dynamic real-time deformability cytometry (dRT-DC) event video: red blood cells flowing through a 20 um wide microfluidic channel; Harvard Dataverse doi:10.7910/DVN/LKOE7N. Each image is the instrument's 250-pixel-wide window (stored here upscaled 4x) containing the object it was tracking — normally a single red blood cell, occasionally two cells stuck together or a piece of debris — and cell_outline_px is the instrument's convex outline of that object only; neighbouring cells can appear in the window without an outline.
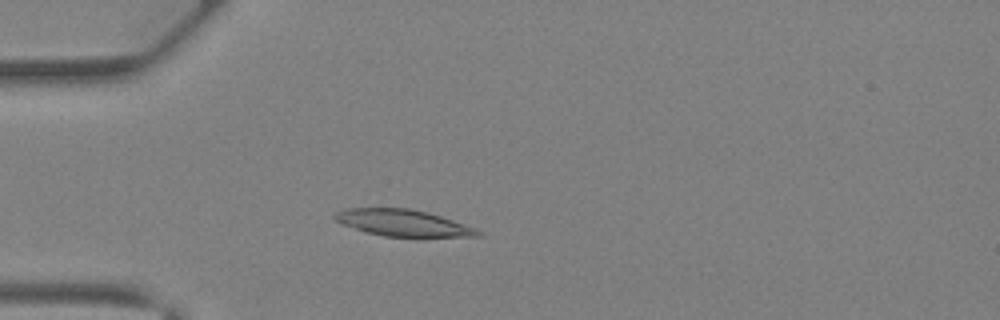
{"species": "Egyptian fruit bat (a non-hibernating species)", "species_latin": "Rousettus aegyptiacus", "temperature_condition": "warm", "stored_images_in_passage": 38, "camera_frame_rate_fps": 3000, "um_per_image_px": 0.085, "animal": {"sex": "female"}, "frame": {"image": 1, "passage_image": 10, "time_ms": 3.0, "image_size_px": [1000, 320], "cell_outline_px": [[484, 236], [384, 236], [364, 232], [340, 224], [332, 216], [336, 212], [344, 208], [408, 208], [428, 212], [452, 220], [472, 228], [480, 232]], "centroid_in_image_um": [34.13, 18.93], "position_along_channel_um": 50.9, "area_um2": 21.85}}
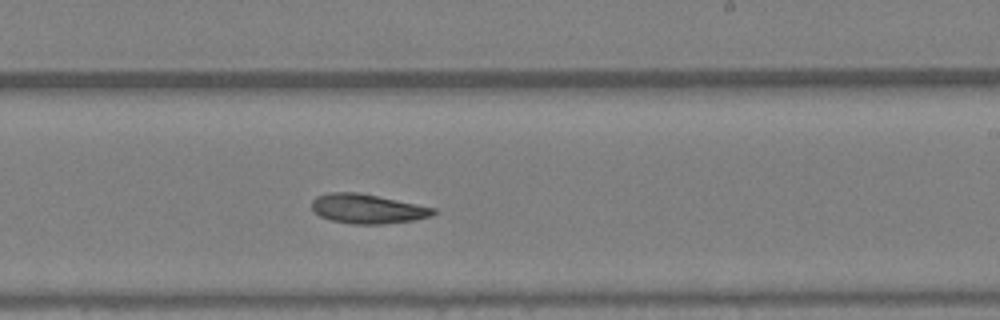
{"frame": {"image": 2, "passage_image": 23, "time_ms": 7.333, "image_size_px": [1000, 320], "cell_outline_px": [[436, 212], [432, 216], [416, 220], [380, 224], [352, 224], [332, 220], [320, 216], [312, 208], [312, 200], [316, 196], [328, 192], [356, 192], [436, 208]], "centroid_in_image_um": [31.23, 17.75], "position_along_channel_um": 257.8, "area_um2": 20.69}}
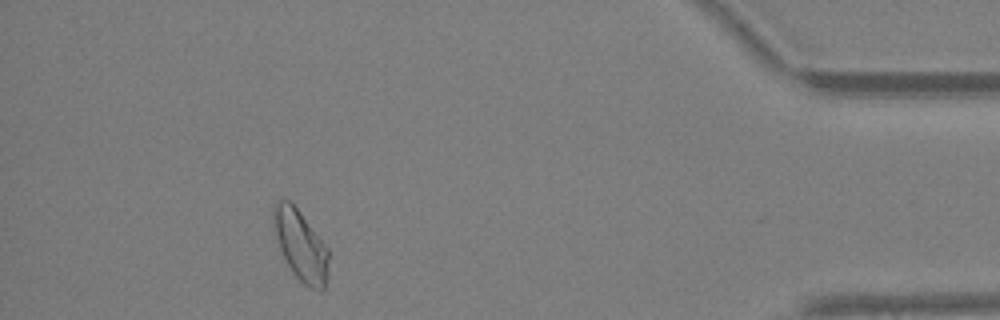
{"frame": {"image": 3, "passage_image": 35, "time_ms": 11.333, "image_size_px": [1000, 320], "cell_outline_px": [[328, 276], [324, 288], [320, 292], [304, 284], [292, 272], [280, 248], [276, 236], [272, 216], [272, 208], [276, 200], [288, 200], [296, 208], [328, 248]], "centroid_in_image_um": [25.56, 20.87], "position_along_channel_um": 409.6, "area_um2": 22.25}}